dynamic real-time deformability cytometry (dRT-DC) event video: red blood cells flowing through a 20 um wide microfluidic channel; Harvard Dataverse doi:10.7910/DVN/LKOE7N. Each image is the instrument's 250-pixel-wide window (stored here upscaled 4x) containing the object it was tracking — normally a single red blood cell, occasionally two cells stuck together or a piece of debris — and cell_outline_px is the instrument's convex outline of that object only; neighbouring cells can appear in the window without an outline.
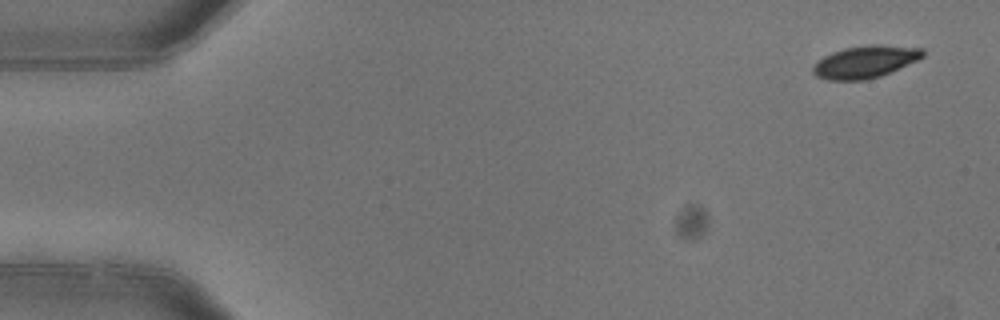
{"species": "common noctule bat (a hibernating species)", "species_latin": "Nyctalus noctula", "temperature_condition": "warm", "stored_images_in_passage": 4, "camera_frame_rate_fps": 3000, "um_per_image_px": 0.085, "animal": {"sex": "female"}, "frame": {"image": 1, "passage_image": 1, "time_ms": 0.0, "image_size_px": [1000, 320], "cell_outline_px": [[924, 56], [916, 60], [880, 76], [864, 80], [828, 80], [816, 76], [812, 72], [812, 68], [824, 56], [832, 52], [844, 48], [868, 44], [876, 44], [924, 48]], "centroid_in_image_um": [73.53, 5.24], "position_along_channel_um": 11.5, "area_um2": 20.46}}
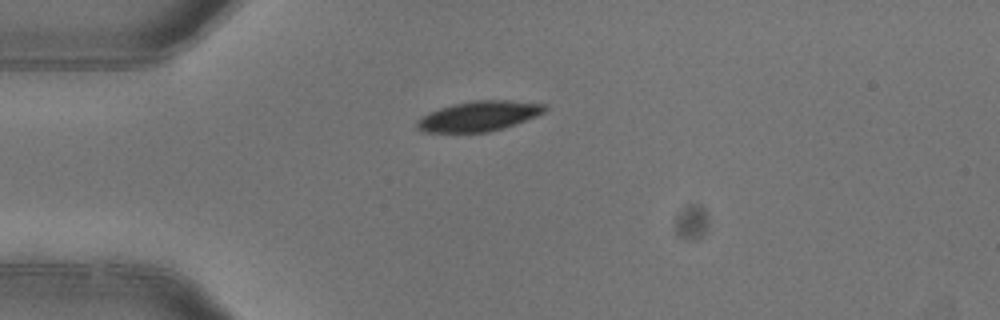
{"frame": {"image": 2, "passage_image": 4, "time_ms": 1.0, "image_size_px": [1000, 320], "cell_outline_px": [[548, 108], [544, 112], [536, 116], [488, 132], [424, 132], [416, 128], [416, 120], [440, 108], [452, 104], [472, 100], [512, 100], [548, 104]], "centroid_in_image_um": [40.72, 9.85], "position_along_channel_um": 44.3, "area_um2": 22.2}}